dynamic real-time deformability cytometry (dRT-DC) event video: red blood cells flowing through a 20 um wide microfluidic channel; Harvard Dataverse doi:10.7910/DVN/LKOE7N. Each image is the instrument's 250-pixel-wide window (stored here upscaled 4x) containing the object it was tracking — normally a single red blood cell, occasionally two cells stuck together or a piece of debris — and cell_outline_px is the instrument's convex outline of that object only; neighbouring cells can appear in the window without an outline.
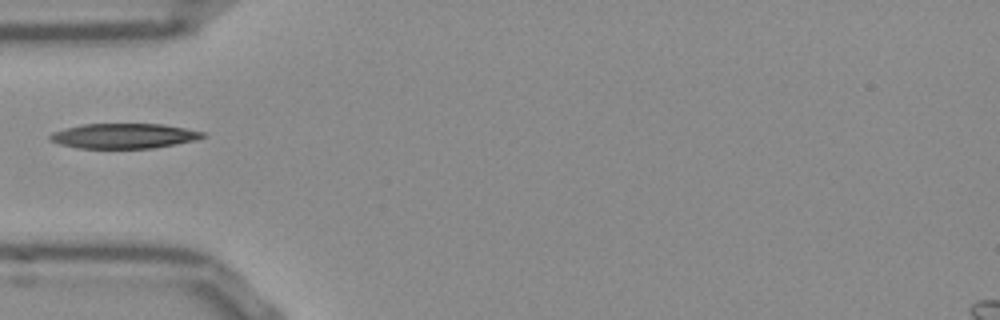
{"species": "Egyptian fruit bat (a non-hibernating species)", "species_latin": "Rousettus aegyptiacus", "temperature_condition": "room temperature", "stored_images_in_passage": 18, "camera_frame_rate_fps": 3000, "um_per_image_px": 0.085, "frame": {"image": 1, "passage_image": 1, "time_ms": 0.0, "image_size_px": [1000, 320], "cell_outline_px": [[204, 136], [196, 140], [176, 144], [152, 148], [80, 148], [60, 144], [48, 140], [48, 136], [52, 132], [64, 128], [84, 124], [164, 124], [204, 132]], "centroid_in_image_um": [10.49, 11.55], "position_along_channel_um": 74.5, "area_um2": 22.2}}
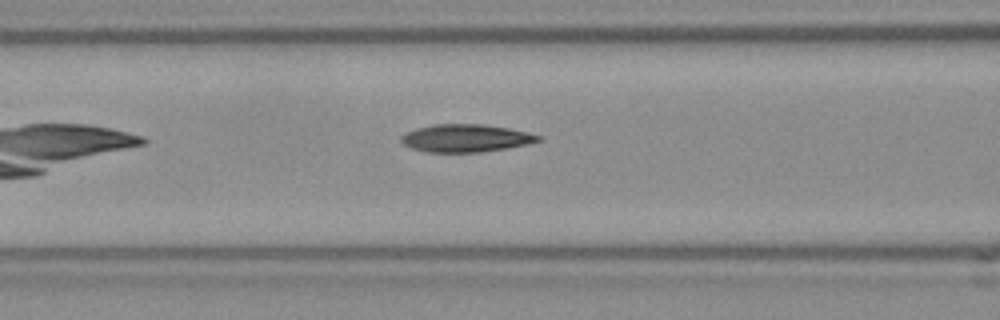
{"frame": {"image": 2, "passage_image": 5, "time_ms": 1.333, "image_size_px": [1000, 320], "cell_outline_px": [[540, 140], [528, 144], [508, 148], [480, 152], [424, 152], [412, 148], [404, 144], [400, 140], [400, 136], [404, 132], [416, 128], [432, 124], [484, 124], [508, 128], [540, 136]], "centroid_in_image_um": [39.52, 11.74], "position_along_channel_um": 127.1, "area_um2": 22.14}}
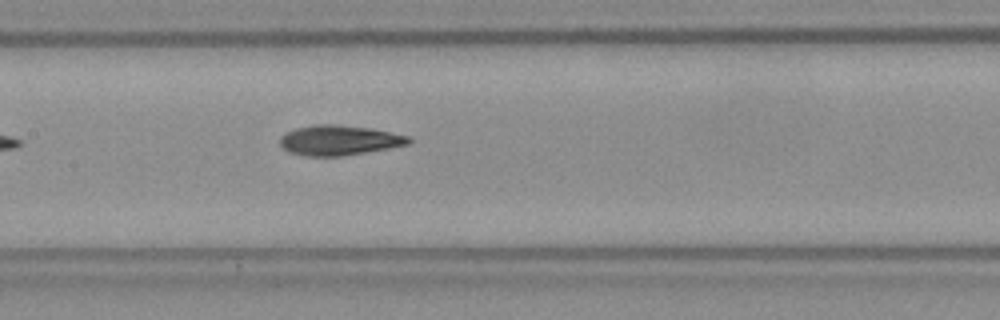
{"frame": {"image": 3, "passage_image": 9, "time_ms": 2.667, "image_size_px": [1000, 320], "cell_outline_px": [[412, 140], [408, 144], [388, 148], [344, 156], [304, 156], [288, 152], [280, 144], [280, 136], [296, 128], [312, 124], [332, 124], [372, 128], [408, 136]], "centroid_in_image_um": [28.8, 11.92], "position_along_channel_um": 178.6, "area_um2": 22.48}}